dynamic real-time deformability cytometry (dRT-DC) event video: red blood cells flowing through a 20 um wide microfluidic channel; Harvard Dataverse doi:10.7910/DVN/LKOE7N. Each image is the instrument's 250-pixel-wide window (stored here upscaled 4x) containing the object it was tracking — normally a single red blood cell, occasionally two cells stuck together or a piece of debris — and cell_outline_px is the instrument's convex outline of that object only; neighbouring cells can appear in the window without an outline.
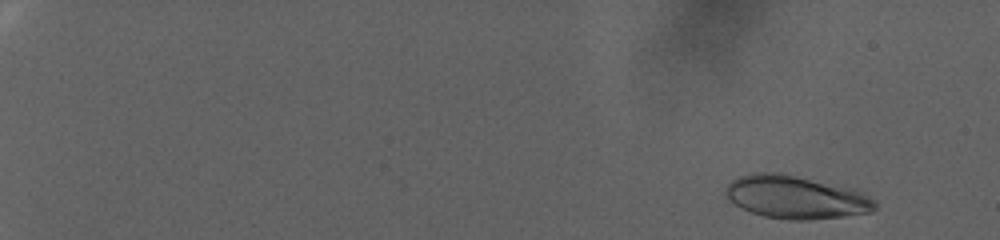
{"species": "human", "species_latin": "Homo sapiens", "temperature_condition": "warm", "stored_images_in_passage": 84, "camera_frame_rate_fps": 3000, "um_per_image_px": 0.085, "donor": {"sex": "female"}, "frame": {"image": 1, "passage_image": 4, "time_ms": 1.0, "image_size_px": [1000, 240], "cell_outline_px": [[876, 208], [872, 212], [808, 220], [788, 220], [764, 216], [740, 208], [728, 200], [724, 192], [728, 184], [732, 180], [740, 176], [752, 172], [780, 172], [856, 188], [864, 192], [876, 204]], "centroid_in_image_um": [67.64, 16.74], "position_along_channel_um": 17.4, "area_um2": 37.8}}
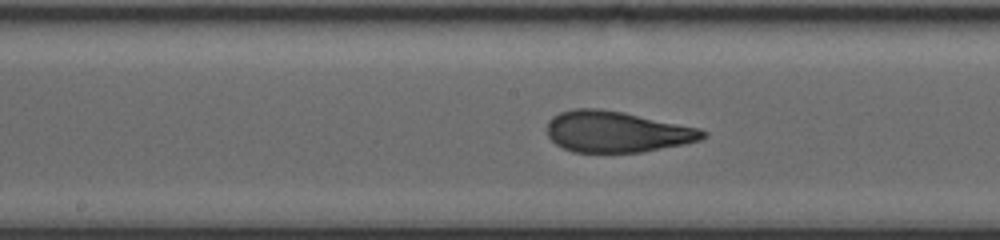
{"frame": {"image": 2, "passage_image": 49, "time_ms": 16.0, "image_size_px": [1000, 240], "cell_outline_px": [[708, 136], [700, 140], [684, 144], [644, 152], [572, 152], [556, 144], [548, 136], [548, 120], [552, 116], [560, 112], [576, 108], [600, 108], [624, 112], [700, 128], [708, 132]], "centroid_in_image_um": [52.45, 11.19], "position_along_channel_um": 195.8, "area_um2": 37.51}}
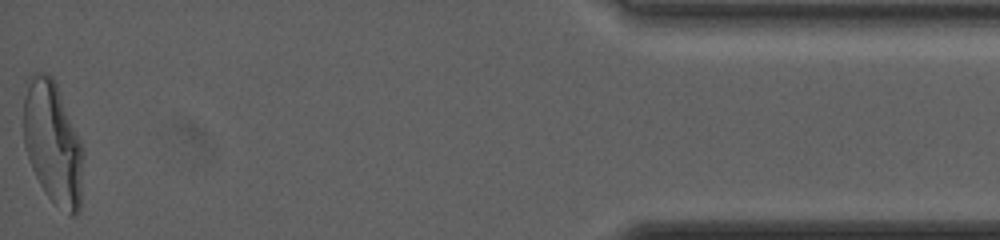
{"frame": {"image": 3, "passage_image": 84, "time_ms": 27.667, "image_size_px": [1000, 240], "cell_outline_px": [[84, 152], [80, 212], [76, 216], [72, 216], [52, 200], [44, 192], [32, 168], [24, 144], [24, 96], [28, 76], [32, 72], [48, 72], [56, 80], [80, 140]], "centroid_in_image_um": [4.5, 12.1], "position_along_channel_um": 430.7, "area_um2": 43.06}, "authors_computed_cell_mechanics": {"area_um2": 37.1654, "velocity_mm_per_s": 2.5653, "shape_relaxation_time_tau1_ms": 9.5042, "shape_relaxation_time_tau2_ms": 1.3067, "deformation_change_tau1": 0.2702, "deformation_change_tau2": 0.084}}